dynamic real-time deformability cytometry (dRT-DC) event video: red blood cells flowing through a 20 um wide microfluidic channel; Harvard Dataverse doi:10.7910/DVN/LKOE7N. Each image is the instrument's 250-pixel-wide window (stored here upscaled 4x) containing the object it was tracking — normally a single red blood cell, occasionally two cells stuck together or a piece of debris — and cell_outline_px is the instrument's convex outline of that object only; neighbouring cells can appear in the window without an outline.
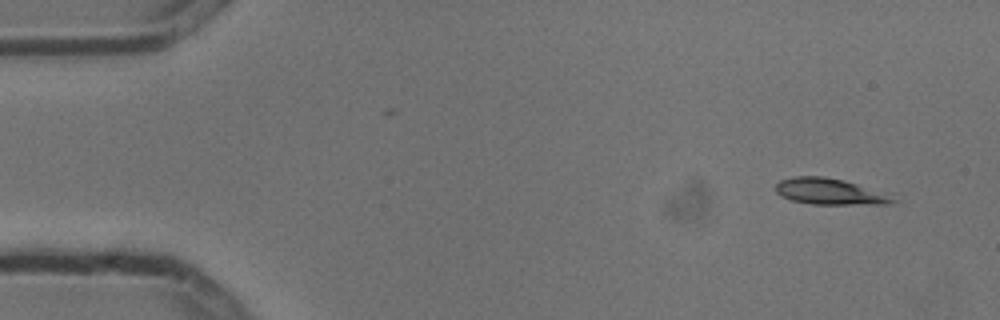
{"species": "common noctule bat (a hibernating species)", "species_latin": "Nyctalus noctula", "temperature_condition": "cold", "stored_images_in_passage": 6, "camera_frame_rate_fps": 3000, "um_per_image_px": 0.085, "animal": {"sex": "male", "body_mass_g": 13.3}, "frame": {"image": 1, "passage_image": 1, "time_ms": 0.0, "image_size_px": [1000, 320], "cell_outline_px": [[900, 200], [892, 204], [812, 204], [792, 200], [780, 196], [776, 192], [776, 184], [780, 180], [796, 176], [824, 176], [844, 180], [896, 192]], "centroid_in_image_um": [70.77, 16.28], "position_along_channel_um": 14.2, "area_um2": 18.84}}
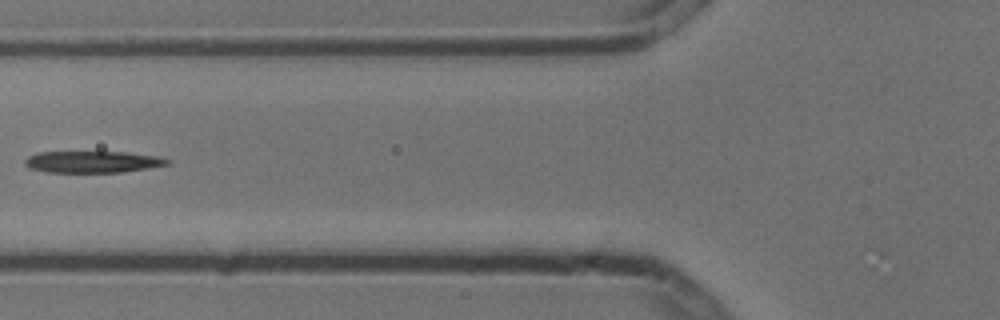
{"frame": {"image": 2, "passage_image": 5, "time_ms": 1.333, "image_size_px": [1000, 320], "cell_outline_px": [[172, 160], [168, 164], [148, 168], [120, 172], [44, 172], [28, 168], [24, 164], [24, 160], [28, 156], [36, 152], [124, 152], [156, 156]], "centroid_in_image_um": [7.81, 13.76], "position_along_channel_um": 118.0, "area_um2": 17.98}}
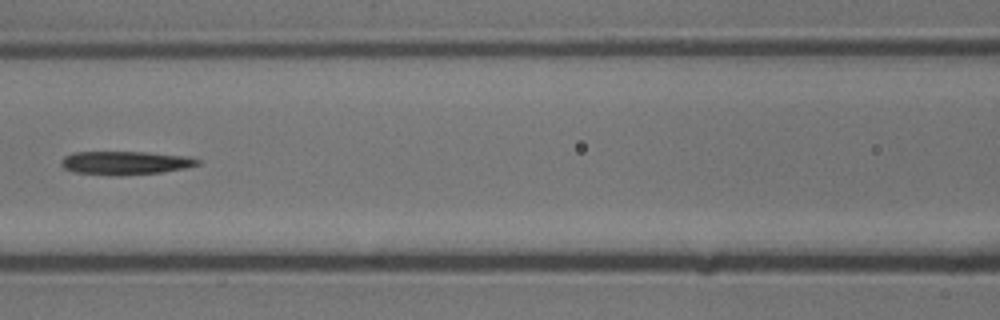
{"frame": {"image": 3, "passage_image": 6, "time_ms": 1.667, "image_size_px": [1000, 320], "cell_outline_px": [[200, 164], [184, 168], [160, 172], [120, 176], [108, 176], [76, 172], [64, 168], [60, 164], [60, 160], [64, 156], [72, 152], [144, 152], [188, 156], [200, 160]], "centroid_in_image_um": [10.61, 13.85], "position_along_channel_um": 156.0, "area_um2": 18.79}}